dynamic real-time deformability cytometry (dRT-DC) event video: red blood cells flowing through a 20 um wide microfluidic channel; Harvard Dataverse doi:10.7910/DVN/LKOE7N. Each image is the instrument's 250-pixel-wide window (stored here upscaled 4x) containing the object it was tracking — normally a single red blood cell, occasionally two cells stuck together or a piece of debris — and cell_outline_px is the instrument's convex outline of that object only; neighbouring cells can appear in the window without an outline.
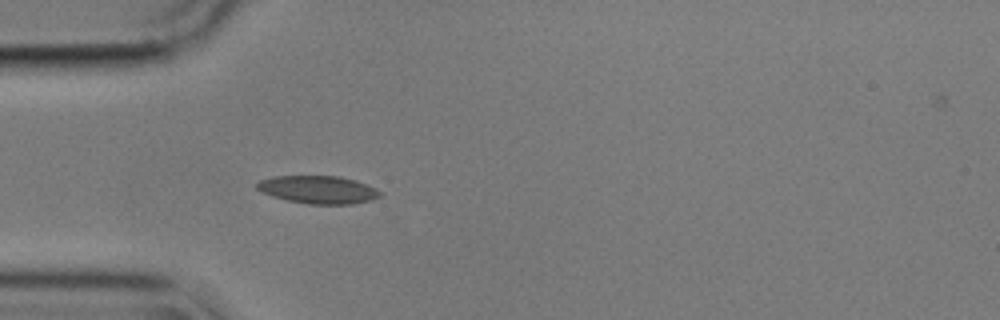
{"species": "common noctule bat (a hibernating species)", "species_latin": "Nyctalus noctula", "temperature_condition": "cold", "stored_images_in_passage": 40, "camera_frame_rate_fps": 3000, "um_per_image_px": 0.085, "animal": {"sex": "male", "body_mass_g": 17.9}, "frame": {"image": 1, "passage_image": 1, "time_ms": 0.0, "image_size_px": [1000, 320], "cell_outline_px": [[380, 196], [372, 200], [352, 204], [308, 204], [288, 200], [272, 196], [260, 192], [256, 188], [256, 184], [260, 180], [272, 176], [340, 176], [356, 180], [376, 188], [380, 192]], "centroid_in_image_um": [27.03, 16.12], "position_along_channel_um": 58.0, "area_um2": 20.06}}
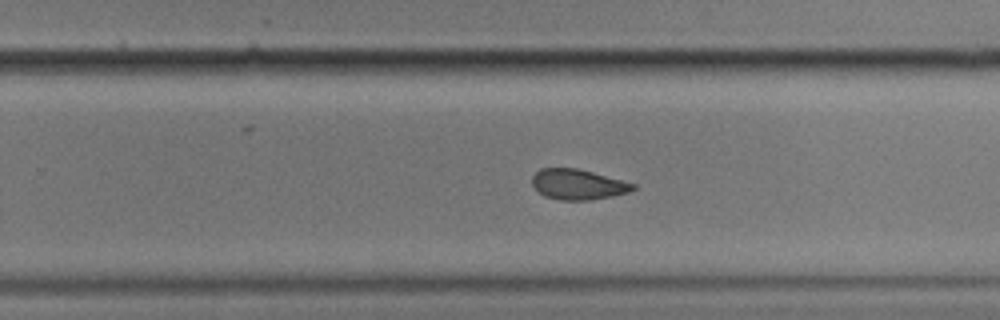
{"frame": {"image": 2, "passage_image": 20, "time_ms": 6.333, "image_size_px": [1000, 320], "cell_outline_px": [[636, 188], [628, 192], [612, 196], [592, 200], [560, 200], [544, 196], [532, 184], [532, 176], [540, 168], [576, 168], [592, 172], [636, 184]], "centroid_in_image_um": [49.12, 15.68], "position_along_channel_um": 280.7, "area_um2": 17.74}}
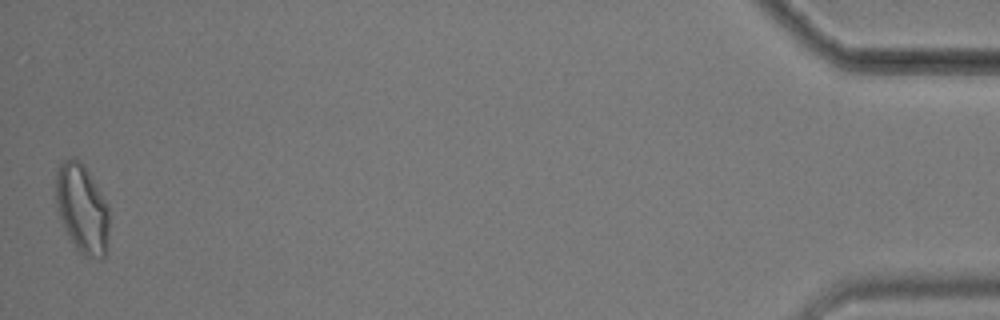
{"frame": {"image": 3, "passage_image": 40, "time_ms": 13.0, "image_size_px": [1000, 320], "cell_outline_px": [[108, 248], [104, 260], [100, 260], [84, 256], [76, 248], [60, 216], [56, 204], [56, 168], [68, 156], [76, 156], [84, 164], [108, 204]], "centroid_in_image_um": [7.0, 17.71], "position_along_channel_um": 428.2, "area_um2": 27.92}, "authors_computed_cell_mechanics": {"area_um2": 18.9584, "velocity_mm_per_s": 3.569, "shape_relaxation_time_tau1_ms": null, "shape_relaxation_time_tau2_ms": 2.9108, "deformation_change_tau1": null, "deformation_change_tau2": 0.0762}}